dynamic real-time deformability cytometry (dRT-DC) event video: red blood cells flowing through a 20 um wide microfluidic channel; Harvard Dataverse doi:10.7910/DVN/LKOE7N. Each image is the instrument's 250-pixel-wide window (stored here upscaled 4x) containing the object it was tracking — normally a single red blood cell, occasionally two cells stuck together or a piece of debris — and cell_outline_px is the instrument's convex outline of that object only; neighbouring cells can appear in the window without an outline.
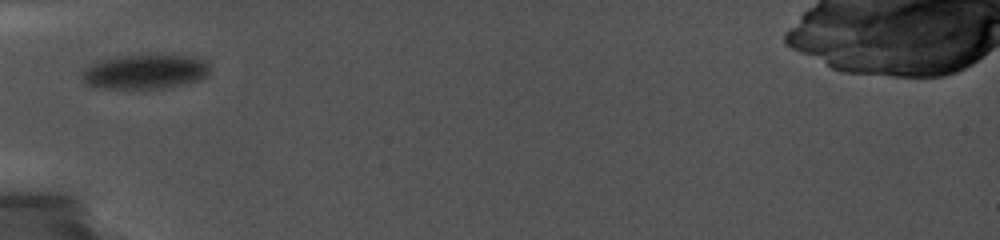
{"species": "common noctule bat (a hibernating species)", "species_latin": "Nyctalus noctula", "temperature_condition": "cold", "stored_images_in_passage": 17, "camera_frame_rate_fps": 5000, "um_per_image_px": 0.085, "animal": {"sex": "female", "body_mass_g": 19.0, "forearm_length_mm": 56.7}, "frame": {"image": 1, "passage_image": 1, "time_ms": 0.0, "image_size_px": [1000, 240], "cell_outline_px": [[208, 76], [200, 80], [168, 88], [96, 88], [88, 84], [80, 76], [80, 72], [84, 68], [100, 60], [116, 56], [188, 56], [204, 60], [208, 64]], "centroid_in_image_um": [12.3, 6.11], "position_along_channel_um": 72.7, "area_um2": 25.55}}